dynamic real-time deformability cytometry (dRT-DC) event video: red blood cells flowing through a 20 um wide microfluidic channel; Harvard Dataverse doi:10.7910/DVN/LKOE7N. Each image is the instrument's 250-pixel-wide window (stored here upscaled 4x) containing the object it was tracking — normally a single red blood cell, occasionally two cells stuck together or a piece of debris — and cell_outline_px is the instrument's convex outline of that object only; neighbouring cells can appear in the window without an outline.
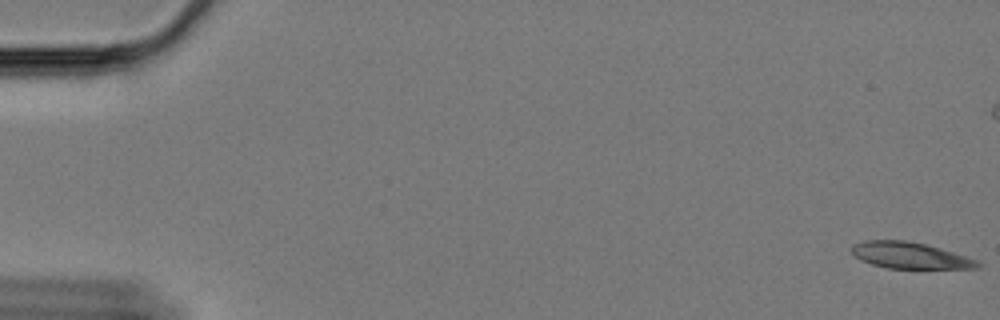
{"species": "Egyptian fruit bat (a non-hibernating species)", "species_latin": "Rousettus aegyptiacus", "temperature_condition": "cold", "stored_images_in_passage": 62, "camera_frame_rate_fps": 3000, "um_per_image_px": 0.085, "animal": {"sex": "female"}, "frame": {"image": 1, "passage_image": 1, "time_ms": 0.0, "image_size_px": [1000, 320], "cell_outline_px": [[980, 264], [976, 268], [888, 268], [872, 264], [856, 256], [852, 252], [852, 244], [864, 240], [904, 240], [924, 244], [940, 248], [976, 260]], "centroid_in_image_um": [77.3, 21.7], "position_along_channel_um": 7.7, "area_um2": 18.84}}
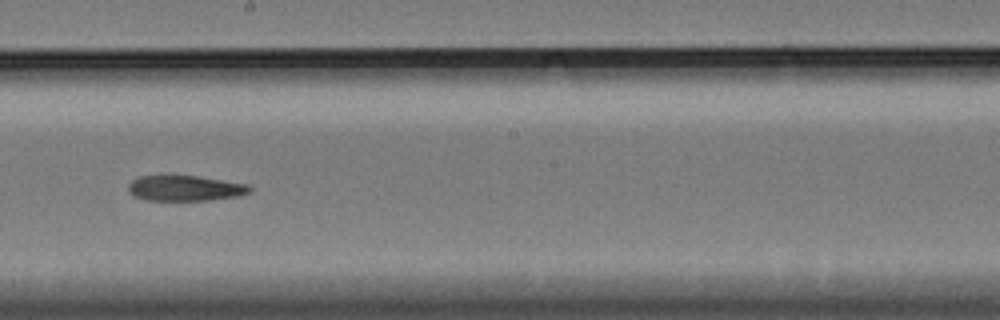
{"frame": {"image": 2, "passage_image": 35, "time_ms": 11.333, "image_size_px": [1000, 320], "cell_outline_px": [[252, 188], [248, 192], [236, 196], [208, 200], [144, 200], [132, 196], [128, 192], [128, 184], [132, 180], [140, 176], [196, 176], [248, 184]], "centroid_in_image_um": [15.67, 16.0], "position_along_channel_um": 232.5, "area_um2": 17.86}}
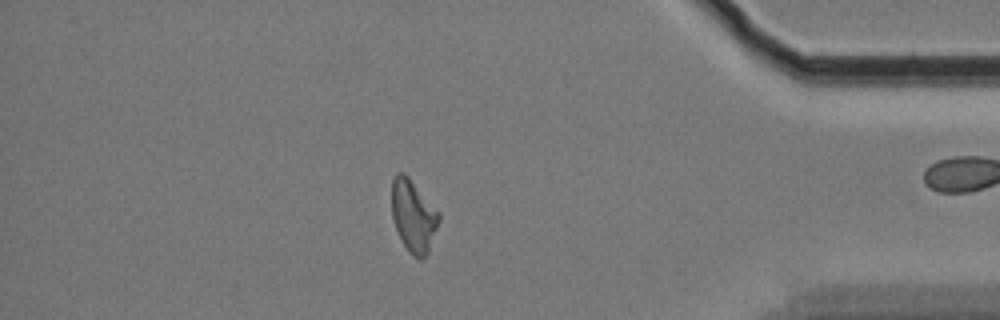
{"frame": {"image": 3, "passage_image": 53, "time_ms": 17.333, "image_size_px": [1000, 320], "cell_outline_px": [[440, 220], [428, 252], [420, 260], [412, 256], [408, 252], [396, 228], [392, 216], [392, 180], [396, 172], [404, 172], [408, 176], [440, 212]], "centroid_in_image_um": [35.14, 18.33], "position_along_channel_um": 400.1, "area_um2": 19.83}}